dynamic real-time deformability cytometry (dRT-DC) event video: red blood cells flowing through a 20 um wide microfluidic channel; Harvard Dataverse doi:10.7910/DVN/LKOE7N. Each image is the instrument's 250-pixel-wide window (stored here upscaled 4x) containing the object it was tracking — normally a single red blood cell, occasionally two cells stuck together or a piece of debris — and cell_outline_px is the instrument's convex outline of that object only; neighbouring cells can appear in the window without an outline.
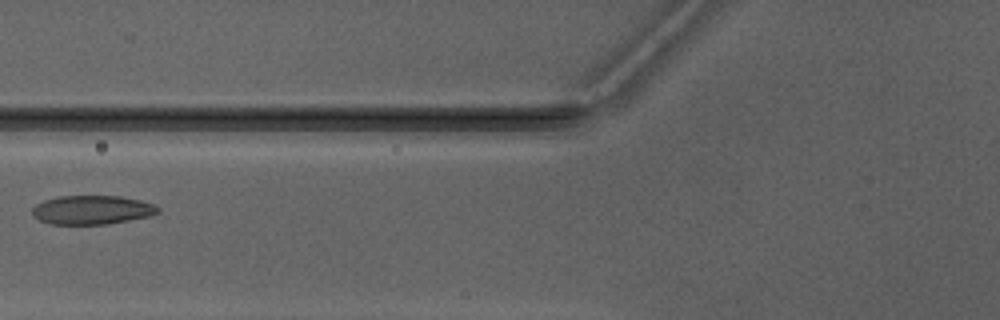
{"species": "Egyptian fruit bat (a non-hibernating species)", "species_latin": "Rousettus aegyptiacus", "temperature_condition": "warm", "stored_images_in_passage": 5, "camera_frame_rate_fps": 3000, "um_per_image_px": 0.085, "animal": {"sex": "male"}, "frame": {"image": 1, "passage_image": 4, "time_ms": 3.667, "image_size_px": [1000, 320], "cell_outline_px": [[160, 212], [152, 216], [108, 224], [52, 224], [40, 220], [32, 216], [32, 208], [36, 204], [44, 200], [60, 196], [120, 196], [140, 200], [152, 204], [160, 208]], "centroid_in_image_um": [7.84, 17.84], "position_along_channel_um": 118.0, "area_um2": 21.27}}
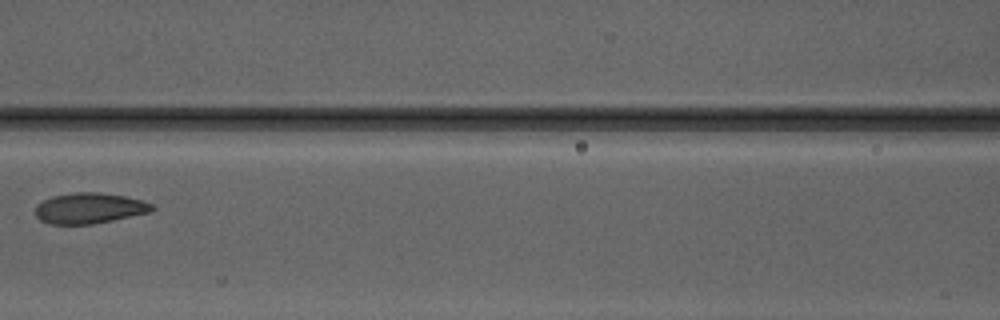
{"frame": {"image": 2, "passage_image": 5, "time_ms": 4.667, "image_size_px": [1000, 320], "cell_outline_px": [[156, 208], [152, 212], [92, 224], [48, 224], [40, 220], [36, 216], [36, 204], [52, 196], [76, 192], [100, 192], [124, 196], [144, 200], [152, 204]], "centroid_in_image_um": [7.62, 17.69], "position_along_channel_um": 159.0, "area_um2": 20.98}}